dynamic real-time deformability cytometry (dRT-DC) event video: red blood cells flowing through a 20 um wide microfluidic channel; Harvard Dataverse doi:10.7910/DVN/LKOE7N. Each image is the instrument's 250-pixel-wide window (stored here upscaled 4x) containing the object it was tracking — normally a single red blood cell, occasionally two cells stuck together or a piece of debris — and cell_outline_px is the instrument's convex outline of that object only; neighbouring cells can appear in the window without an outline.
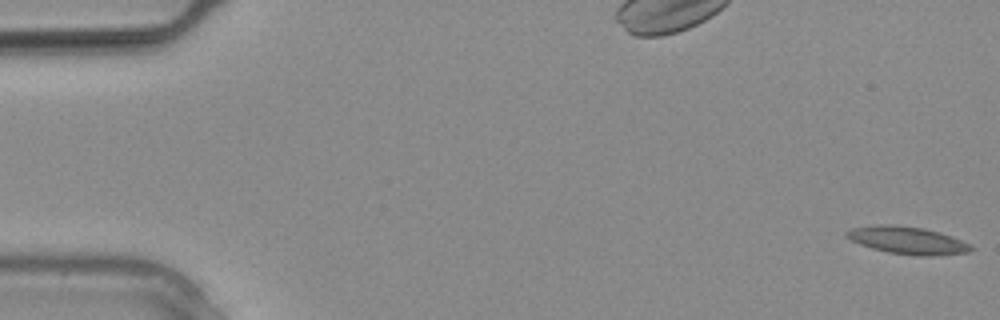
{"species": "common noctule bat (a hibernating species)", "species_latin": "Nyctalus noctula", "temperature_condition": "warm", "stored_images_in_passage": 28, "camera_frame_rate_fps": 3000, "um_per_image_px": 0.085, "animal": {"sex": "male", "body_mass_g": 20.4}, "frame": {"image": 1, "passage_image": 1, "time_ms": 0.0, "image_size_px": [1000, 320], "cell_outline_px": [[976, 248], [968, 252], [932, 256], [916, 256], [888, 252], [872, 248], [860, 244], [844, 236], [844, 232], [852, 228], [876, 224], [892, 224], [924, 228], [940, 232], [952, 236], [972, 244]], "centroid_in_image_um": [77.16, 20.42], "position_along_channel_um": 7.8, "area_um2": 20.17}}